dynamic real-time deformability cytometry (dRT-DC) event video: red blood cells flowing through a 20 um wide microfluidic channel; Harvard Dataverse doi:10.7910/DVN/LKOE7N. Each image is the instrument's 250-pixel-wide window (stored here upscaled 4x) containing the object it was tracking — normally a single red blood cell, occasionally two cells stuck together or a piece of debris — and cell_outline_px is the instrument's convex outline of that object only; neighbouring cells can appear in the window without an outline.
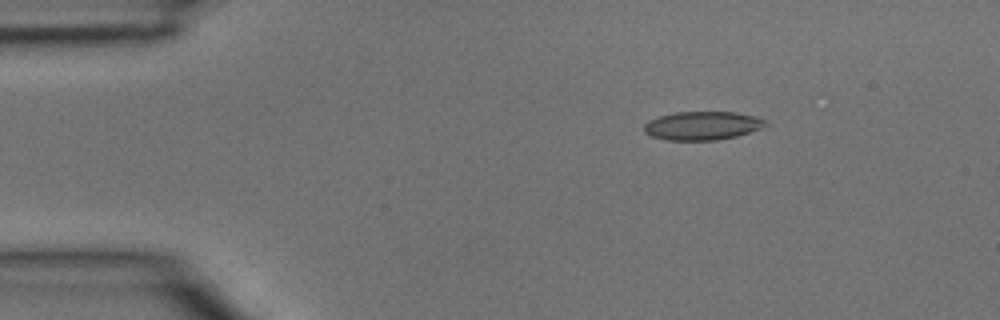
{"species": "common noctule bat (a hibernating species)", "species_latin": "Nyctalus noctula", "temperature_condition": "room temperature", "stored_images_in_passage": 3, "camera_frame_rate_fps": 3000, "um_per_image_px": 0.085, "animal": {"sex": "male", "body_mass_g": 15.6}, "frame": {"image": 1, "passage_image": 1, "time_ms": 0.0, "image_size_px": [1000, 320], "cell_outline_px": [[768, 124], [760, 128], [736, 136], [716, 140], [668, 140], [652, 136], [644, 132], [644, 124], [648, 120], [660, 116], [676, 112], [736, 112], [756, 116], [768, 120]], "centroid_in_image_um": [59.71, 10.67], "position_along_channel_um": 25.3, "area_um2": 20.17}}
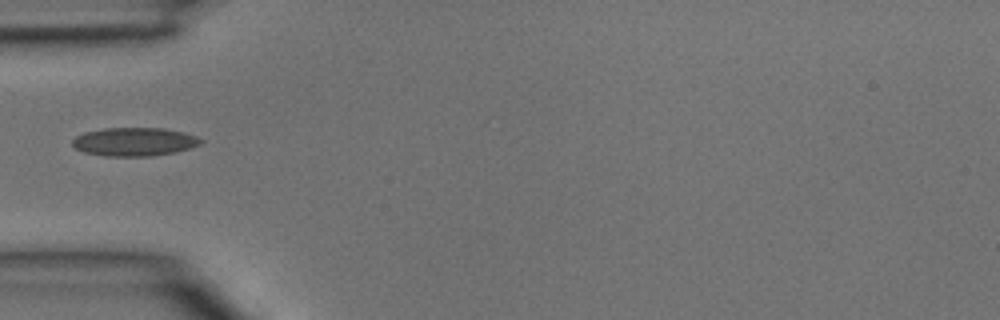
{"frame": {"image": 2, "passage_image": 3, "time_ms": 0.667, "image_size_px": [1000, 320], "cell_outline_px": [[204, 140], [200, 144], [192, 148], [176, 152], [152, 156], [104, 156], [84, 152], [76, 148], [72, 144], [72, 140], [76, 136], [84, 132], [104, 128], [164, 128], [184, 132], [196, 136]], "centroid_in_image_um": [11.44, 12.05], "position_along_channel_um": 73.6, "area_um2": 21.44}}